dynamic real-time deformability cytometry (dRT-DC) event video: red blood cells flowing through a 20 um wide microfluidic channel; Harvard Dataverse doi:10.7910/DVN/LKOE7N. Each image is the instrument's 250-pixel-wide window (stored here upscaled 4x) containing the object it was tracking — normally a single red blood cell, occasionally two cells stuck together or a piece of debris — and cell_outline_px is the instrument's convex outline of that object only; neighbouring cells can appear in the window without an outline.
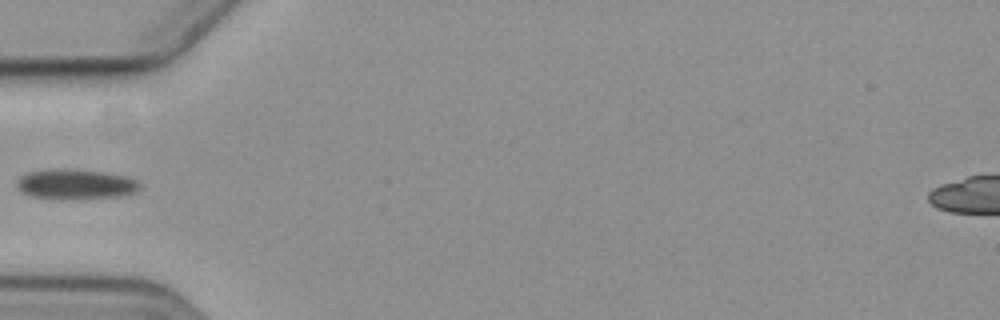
{"species": "common noctule bat (a hibernating species)", "species_latin": "Nyctalus noctula", "temperature_condition": "cold", "stored_images_in_passage": 2, "camera_frame_rate_fps": 3000, "um_per_image_px": 0.085, "animal": {"sex": "female", "body_mass_g": 19.3, "forearm_length_mm": 54.1}, "frame": {"image": 1, "passage_image": 2, "time_ms": 1.0, "image_size_px": [1000, 320], "cell_outline_px": [[140, 188], [136, 192], [124, 196], [72, 200], [60, 200], [28, 196], [20, 192], [16, 188], [16, 180], [20, 176], [28, 172], [52, 168], [68, 168], [104, 172], [128, 176], [136, 180], [140, 184]], "centroid_in_image_um": [6.38, 15.67], "position_along_channel_um": 78.6, "area_um2": 22.48}}